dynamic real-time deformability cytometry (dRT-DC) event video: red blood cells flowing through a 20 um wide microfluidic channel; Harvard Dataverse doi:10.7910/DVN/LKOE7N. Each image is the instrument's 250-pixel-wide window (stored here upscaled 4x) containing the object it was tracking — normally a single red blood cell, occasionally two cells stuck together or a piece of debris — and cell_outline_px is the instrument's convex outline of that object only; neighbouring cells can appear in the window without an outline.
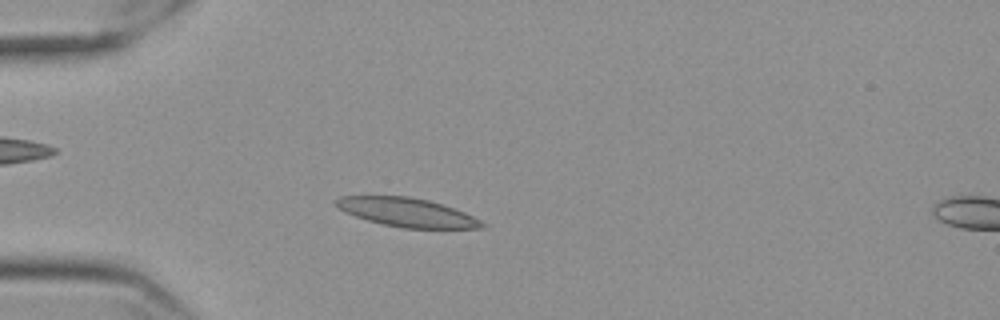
{"species": "Egyptian fruit bat (a non-hibernating species)", "species_latin": "Rousettus aegyptiacus", "temperature_condition": "cold", "stored_images_in_passage": 50, "camera_frame_rate_fps": 3000, "um_per_image_px": 0.085, "frame": {"image": 1, "passage_image": 9, "time_ms": 2.667, "image_size_px": [1000, 320], "cell_outline_px": [[488, 224], [484, 228], [404, 228], [384, 224], [368, 220], [344, 212], [336, 208], [332, 204], [332, 200], [340, 196], [408, 196], [428, 200], [444, 204], [464, 212]], "centroid_in_image_um": [34.55, 18.04], "position_along_channel_um": 50.4, "area_um2": 24.62}}
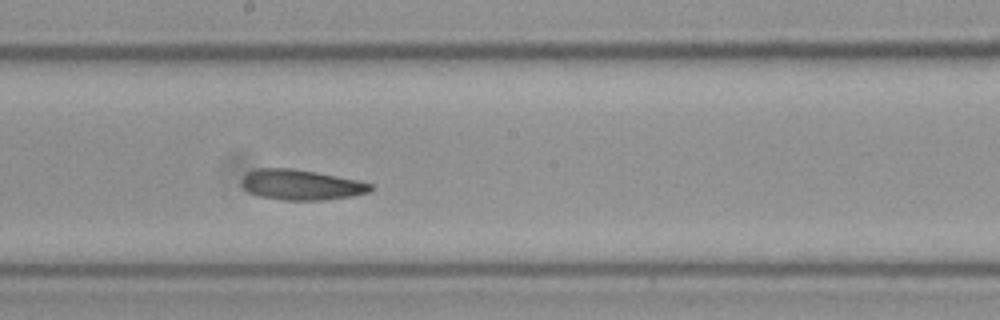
{"frame": {"image": 2, "passage_image": 25, "time_ms": 8.0, "image_size_px": [1000, 320], "cell_outline_px": [[376, 188], [368, 192], [352, 196], [324, 200], [280, 200], [260, 196], [248, 192], [240, 184], [240, 180], [248, 172], [256, 168], [292, 168], [316, 172], [356, 180], [372, 184]], "centroid_in_image_um": [25.57, 15.71], "position_along_channel_um": 222.6, "area_um2": 22.89}}
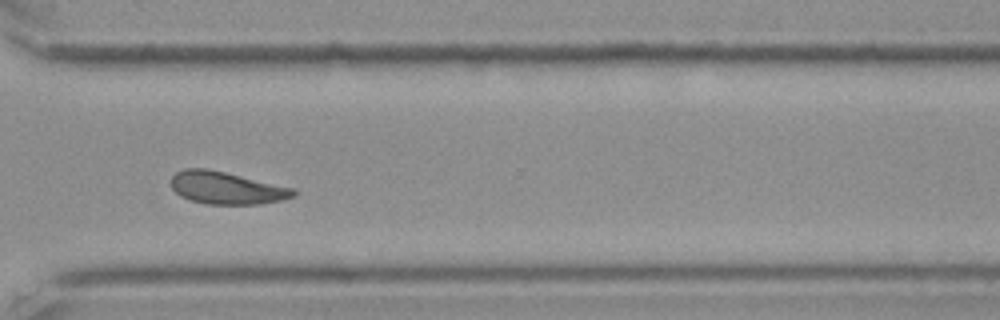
{"frame": {"image": 3, "passage_image": 36, "time_ms": 11.667, "image_size_px": [1000, 320], "cell_outline_px": [[296, 196], [284, 200], [260, 204], [204, 204], [188, 200], [180, 196], [172, 188], [172, 176], [176, 172], [184, 168], [204, 168], [224, 172], [292, 188], [296, 192]], "centroid_in_image_um": [19.23, 15.99], "position_along_channel_um": 351.4, "area_um2": 23.0}, "authors_computed_cell_mechanics": {"area_um2": 23.3223, "velocity_mm_per_s": 3.5136, "shape_relaxation_time_tau1_ms": null, "shape_relaxation_time_tau2_ms": 5.973, "deformation_change_tau1": null, "deformation_change_tau2": 0.1278}}